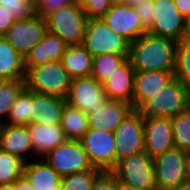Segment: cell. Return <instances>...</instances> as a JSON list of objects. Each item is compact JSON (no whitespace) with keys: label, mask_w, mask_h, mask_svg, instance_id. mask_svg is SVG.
<instances>
[{"label":"cell","mask_w":190,"mask_h":190,"mask_svg":"<svg viewBox=\"0 0 190 190\" xmlns=\"http://www.w3.org/2000/svg\"><path fill=\"white\" fill-rule=\"evenodd\" d=\"M34 161V162H33ZM23 175L34 190H57L61 176L43 159L25 162Z\"/></svg>","instance_id":"cell-23"},{"label":"cell","mask_w":190,"mask_h":190,"mask_svg":"<svg viewBox=\"0 0 190 190\" xmlns=\"http://www.w3.org/2000/svg\"><path fill=\"white\" fill-rule=\"evenodd\" d=\"M31 90L25 88L12 105L5 124L23 125L30 124Z\"/></svg>","instance_id":"cell-31"},{"label":"cell","mask_w":190,"mask_h":190,"mask_svg":"<svg viewBox=\"0 0 190 190\" xmlns=\"http://www.w3.org/2000/svg\"><path fill=\"white\" fill-rule=\"evenodd\" d=\"M174 74L167 71H135L132 105L137 109L145 100L164 88Z\"/></svg>","instance_id":"cell-18"},{"label":"cell","mask_w":190,"mask_h":190,"mask_svg":"<svg viewBox=\"0 0 190 190\" xmlns=\"http://www.w3.org/2000/svg\"><path fill=\"white\" fill-rule=\"evenodd\" d=\"M115 190H145V189H141V188H137V187L125 184L117 180L115 177Z\"/></svg>","instance_id":"cell-43"},{"label":"cell","mask_w":190,"mask_h":190,"mask_svg":"<svg viewBox=\"0 0 190 190\" xmlns=\"http://www.w3.org/2000/svg\"><path fill=\"white\" fill-rule=\"evenodd\" d=\"M47 31L68 46L82 45L87 17L77 2H71L45 18Z\"/></svg>","instance_id":"cell-4"},{"label":"cell","mask_w":190,"mask_h":190,"mask_svg":"<svg viewBox=\"0 0 190 190\" xmlns=\"http://www.w3.org/2000/svg\"><path fill=\"white\" fill-rule=\"evenodd\" d=\"M178 42L142 34L130 43L129 60L135 71H167L174 74Z\"/></svg>","instance_id":"cell-1"},{"label":"cell","mask_w":190,"mask_h":190,"mask_svg":"<svg viewBox=\"0 0 190 190\" xmlns=\"http://www.w3.org/2000/svg\"><path fill=\"white\" fill-rule=\"evenodd\" d=\"M182 41L190 42V14H188L184 19V33Z\"/></svg>","instance_id":"cell-42"},{"label":"cell","mask_w":190,"mask_h":190,"mask_svg":"<svg viewBox=\"0 0 190 190\" xmlns=\"http://www.w3.org/2000/svg\"><path fill=\"white\" fill-rule=\"evenodd\" d=\"M87 19L102 18L112 6L109 0H78Z\"/></svg>","instance_id":"cell-35"},{"label":"cell","mask_w":190,"mask_h":190,"mask_svg":"<svg viewBox=\"0 0 190 190\" xmlns=\"http://www.w3.org/2000/svg\"><path fill=\"white\" fill-rule=\"evenodd\" d=\"M174 78L190 90V42H178Z\"/></svg>","instance_id":"cell-33"},{"label":"cell","mask_w":190,"mask_h":190,"mask_svg":"<svg viewBox=\"0 0 190 190\" xmlns=\"http://www.w3.org/2000/svg\"><path fill=\"white\" fill-rule=\"evenodd\" d=\"M174 146L190 153V107L171 118Z\"/></svg>","instance_id":"cell-28"},{"label":"cell","mask_w":190,"mask_h":190,"mask_svg":"<svg viewBox=\"0 0 190 190\" xmlns=\"http://www.w3.org/2000/svg\"><path fill=\"white\" fill-rule=\"evenodd\" d=\"M33 156L42 158L49 151L54 150L58 145L66 140L64 131L60 124H39L28 125Z\"/></svg>","instance_id":"cell-20"},{"label":"cell","mask_w":190,"mask_h":190,"mask_svg":"<svg viewBox=\"0 0 190 190\" xmlns=\"http://www.w3.org/2000/svg\"><path fill=\"white\" fill-rule=\"evenodd\" d=\"M15 190H34L29 180L24 176H20L15 182Z\"/></svg>","instance_id":"cell-41"},{"label":"cell","mask_w":190,"mask_h":190,"mask_svg":"<svg viewBox=\"0 0 190 190\" xmlns=\"http://www.w3.org/2000/svg\"><path fill=\"white\" fill-rule=\"evenodd\" d=\"M133 109L131 103L109 99L94 113L88 115L89 128L114 132Z\"/></svg>","instance_id":"cell-16"},{"label":"cell","mask_w":190,"mask_h":190,"mask_svg":"<svg viewBox=\"0 0 190 190\" xmlns=\"http://www.w3.org/2000/svg\"><path fill=\"white\" fill-rule=\"evenodd\" d=\"M66 103L83 110L87 115L94 113L103 106L109 97L103 89L102 83L92 76L72 79Z\"/></svg>","instance_id":"cell-11"},{"label":"cell","mask_w":190,"mask_h":190,"mask_svg":"<svg viewBox=\"0 0 190 190\" xmlns=\"http://www.w3.org/2000/svg\"><path fill=\"white\" fill-rule=\"evenodd\" d=\"M135 8L143 26L148 29L152 25V14L154 11L153 0L142 1L139 5H136Z\"/></svg>","instance_id":"cell-38"},{"label":"cell","mask_w":190,"mask_h":190,"mask_svg":"<svg viewBox=\"0 0 190 190\" xmlns=\"http://www.w3.org/2000/svg\"><path fill=\"white\" fill-rule=\"evenodd\" d=\"M42 158L61 177L94 168L80 140L66 139Z\"/></svg>","instance_id":"cell-9"},{"label":"cell","mask_w":190,"mask_h":190,"mask_svg":"<svg viewBox=\"0 0 190 190\" xmlns=\"http://www.w3.org/2000/svg\"><path fill=\"white\" fill-rule=\"evenodd\" d=\"M60 62L72 79L91 76L93 56L82 45L67 46Z\"/></svg>","instance_id":"cell-24"},{"label":"cell","mask_w":190,"mask_h":190,"mask_svg":"<svg viewBox=\"0 0 190 190\" xmlns=\"http://www.w3.org/2000/svg\"><path fill=\"white\" fill-rule=\"evenodd\" d=\"M91 190H115V175L102 171L94 180Z\"/></svg>","instance_id":"cell-37"},{"label":"cell","mask_w":190,"mask_h":190,"mask_svg":"<svg viewBox=\"0 0 190 190\" xmlns=\"http://www.w3.org/2000/svg\"><path fill=\"white\" fill-rule=\"evenodd\" d=\"M111 5L126 4V0H109Z\"/></svg>","instance_id":"cell-47"},{"label":"cell","mask_w":190,"mask_h":190,"mask_svg":"<svg viewBox=\"0 0 190 190\" xmlns=\"http://www.w3.org/2000/svg\"><path fill=\"white\" fill-rule=\"evenodd\" d=\"M67 46L59 36L47 31L43 39L25 56L24 66L33 67L52 61H59Z\"/></svg>","instance_id":"cell-22"},{"label":"cell","mask_w":190,"mask_h":190,"mask_svg":"<svg viewBox=\"0 0 190 190\" xmlns=\"http://www.w3.org/2000/svg\"><path fill=\"white\" fill-rule=\"evenodd\" d=\"M46 33V20L34 14L26 19L15 20L3 37L25 58Z\"/></svg>","instance_id":"cell-13"},{"label":"cell","mask_w":190,"mask_h":190,"mask_svg":"<svg viewBox=\"0 0 190 190\" xmlns=\"http://www.w3.org/2000/svg\"><path fill=\"white\" fill-rule=\"evenodd\" d=\"M60 126L66 139L80 140L89 129L88 115L83 110L66 103L62 112Z\"/></svg>","instance_id":"cell-26"},{"label":"cell","mask_w":190,"mask_h":190,"mask_svg":"<svg viewBox=\"0 0 190 190\" xmlns=\"http://www.w3.org/2000/svg\"><path fill=\"white\" fill-rule=\"evenodd\" d=\"M93 167L111 171L116 166V147L113 132L88 129L80 139Z\"/></svg>","instance_id":"cell-10"},{"label":"cell","mask_w":190,"mask_h":190,"mask_svg":"<svg viewBox=\"0 0 190 190\" xmlns=\"http://www.w3.org/2000/svg\"><path fill=\"white\" fill-rule=\"evenodd\" d=\"M26 88L25 79L7 80L0 89V125L5 124L1 117H8L12 105Z\"/></svg>","instance_id":"cell-30"},{"label":"cell","mask_w":190,"mask_h":190,"mask_svg":"<svg viewBox=\"0 0 190 190\" xmlns=\"http://www.w3.org/2000/svg\"><path fill=\"white\" fill-rule=\"evenodd\" d=\"M178 11L186 17L190 14V0H173Z\"/></svg>","instance_id":"cell-40"},{"label":"cell","mask_w":190,"mask_h":190,"mask_svg":"<svg viewBox=\"0 0 190 190\" xmlns=\"http://www.w3.org/2000/svg\"><path fill=\"white\" fill-rule=\"evenodd\" d=\"M188 180H190V160H189V168H188Z\"/></svg>","instance_id":"cell-49"},{"label":"cell","mask_w":190,"mask_h":190,"mask_svg":"<svg viewBox=\"0 0 190 190\" xmlns=\"http://www.w3.org/2000/svg\"><path fill=\"white\" fill-rule=\"evenodd\" d=\"M82 46L93 57L108 53L129 57L130 42L101 18L87 20Z\"/></svg>","instance_id":"cell-5"},{"label":"cell","mask_w":190,"mask_h":190,"mask_svg":"<svg viewBox=\"0 0 190 190\" xmlns=\"http://www.w3.org/2000/svg\"><path fill=\"white\" fill-rule=\"evenodd\" d=\"M128 59L129 57L113 53L94 56L91 76L103 83Z\"/></svg>","instance_id":"cell-27"},{"label":"cell","mask_w":190,"mask_h":190,"mask_svg":"<svg viewBox=\"0 0 190 190\" xmlns=\"http://www.w3.org/2000/svg\"><path fill=\"white\" fill-rule=\"evenodd\" d=\"M142 1L145 0H126V4L135 7L136 5H139Z\"/></svg>","instance_id":"cell-46"},{"label":"cell","mask_w":190,"mask_h":190,"mask_svg":"<svg viewBox=\"0 0 190 190\" xmlns=\"http://www.w3.org/2000/svg\"><path fill=\"white\" fill-rule=\"evenodd\" d=\"M111 172L125 184L145 190H157L154 162L145 151L118 161Z\"/></svg>","instance_id":"cell-7"},{"label":"cell","mask_w":190,"mask_h":190,"mask_svg":"<svg viewBox=\"0 0 190 190\" xmlns=\"http://www.w3.org/2000/svg\"><path fill=\"white\" fill-rule=\"evenodd\" d=\"M102 172L101 169L94 167L93 169L75 172L66 176H62L61 190H91L95 178Z\"/></svg>","instance_id":"cell-32"},{"label":"cell","mask_w":190,"mask_h":190,"mask_svg":"<svg viewBox=\"0 0 190 190\" xmlns=\"http://www.w3.org/2000/svg\"><path fill=\"white\" fill-rule=\"evenodd\" d=\"M65 104L63 97L31 91L30 124H60Z\"/></svg>","instance_id":"cell-17"},{"label":"cell","mask_w":190,"mask_h":190,"mask_svg":"<svg viewBox=\"0 0 190 190\" xmlns=\"http://www.w3.org/2000/svg\"><path fill=\"white\" fill-rule=\"evenodd\" d=\"M113 31L122 35L130 43L147 33L134 6L112 5L101 18Z\"/></svg>","instance_id":"cell-14"},{"label":"cell","mask_w":190,"mask_h":190,"mask_svg":"<svg viewBox=\"0 0 190 190\" xmlns=\"http://www.w3.org/2000/svg\"><path fill=\"white\" fill-rule=\"evenodd\" d=\"M71 2V0H37L34 3V13L45 19L53 12L67 6Z\"/></svg>","instance_id":"cell-36"},{"label":"cell","mask_w":190,"mask_h":190,"mask_svg":"<svg viewBox=\"0 0 190 190\" xmlns=\"http://www.w3.org/2000/svg\"><path fill=\"white\" fill-rule=\"evenodd\" d=\"M15 20L14 16L0 5V36H4L6 34Z\"/></svg>","instance_id":"cell-39"},{"label":"cell","mask_w":190,"mask_h":190,"mask_svg":"<svg viewBox=\"0 0 190 190\" xmlns=\"http://www.w3.org/2000/svg\"><path fill=\"white\" fill-rule=\"evenodd\" d=\"M134 75L135 70L128 59L102 83L109 99L122 100L132 104Z\"/></svg>","instance_id":"cell-21"},{"label":"cell","mask_w":190,"mask_h":190,"mask_svg":"<svg viewBox=\"0 0 190 190\" xmlns=\"http://www.w3.org/2000/svg\"><path fill=\"white\" fill-rule=\"evenodd\" d=\"M152 25L147 33L158 37L182 41L185 17L178 11L173 0H153Z\"/></svg>","instance_id":"cell-12"},{"label":"cell","mask_w":190,"mask_h":190,"mask_svg":"<svg viewBox=\"0 0 190 190\" xmlns=\"http://www.w3.org/2000/svg\"><path fill=\"white\" fill-rule=\"evenodd\" d=\"M0 5L9 11L16 20L26 19L35 14L32 0H0Z\"/></svg>","instance_id":"cell-34"},{"label":"cell","mask_w":190,"mask_h":190,"mask_svg":"<svg viewBox=\"0 0 190 190\" xmlns=\"http://www.w3.org/2000/svg\"><path fill=\"white\" fill-rule=\"evenodd\" d=\"M0 190H15V184L14 183L0 184Z\"/></svg>","instance_id":"cell-45"},{"label":"cell","mask_w":190,"mask_h":190,"mask_svg":"<svg viewBox=\"0 0 190 190\" xmlns=\"http://www.w3.org/2000/svg\"><path fill=\"white\" fill-rule=\"evenodd\" d=\"M172 190H190V180L184 181L177 188H174Z\"/></svg>","instance_id":"cell-44"},{"label":"cell","mask_w":190,"mask_h":190,"mask_svg":"<svg viewBox=\"0 0 190 190\" xmlns=\"http://www.w3.org/2000/svg\"><path fill=\"white\" fill-rule=\"evenodd\" d=\"M25 161L0 149V184L14 183L24 172Z\"/></svg>","instance_id":"cell-29"},{"label":"cell","mask_w":190,"mask_h":190,"mask_svg":"<svg viewBox=\"0 0 190 190\" xmlns=\"http://www.w3.org/2000/svg\"><path fill=\"white\" fill-rule=\"evenodd\" d=\"M0 149L16 155L25 162L32 160L27 158L29 154L33 156L28 126L1 124Z\"/></svg>","instance_id":"cell-19"},{"label":"cell","mask_w":190,"mask_h":190,"mask_svg":"<svg viewBox=\"0 0 190 190\" xmlns=\"http://www.w3.org/2000/svg\"><path fill=\"white\" fill-rule=\"evenodd\" d=\"M118 161L145 151L144 117L137 109L129 115L113 132Z\"/></svg>","instance_id":"cell-8"},{"label":"cell","mask_w":190,"mask_h":190,"mask_svg":"<svg viewBox=\"0 0 190 190\" xmlns=\"http://www.w3.org/2000/svg\"><path fill=\"white\" fill-rule=\"evenodd\" d=\"M6 79L2 76H0V89L2 88V86L4 85V83H6Z\"/></svg>","instance_id":"cell-48"},{"label":"cell","mask_w":190,"mask_h":190,"mask_svg":"<svg viewBox=\"0 0 190 190\" xmlns=\"http://www.w3.org/2000/svg\"><path fill=\"white\" fill-rule=\"evenodd\" d=\"M190 153L176 147L153 159L157 190H172L188 180Z\"/></svg>","instance_id":"cell-6"},{"label":"cell","mask_w":190,"mask_h":190,"mask_svg":"<svg viewBox=\"0 0 190 190\" xmlns=\"http://www.w3.org/2000/svg\"><path fill=\"white\" fill-rule=\"evenodd\" d=\"M24 57L0 36V76L6 80L25 79Z\"/></svg>","instance_id":"cell-25"},{"label":"cell","mask_w":190,"mask_h":190,"mask_svg":"<svg viewBox=\"0 0 190 190\" xmlns=\"http://www.w3.org/2000/svg\"><path fill=\"white\" fill-rule=\"evenodd\" d=\"M26 88L39 94L55 95L65 98L72 78L59 61L38 66L25 67Z\"/></svg>","instance_id":"cell-2"},{"label":"cell","mask_w":190,"mask_h":190,"mask_svg":"<svg viewBox=\"0 0 190 190\" xmlns=\"http://www.w3.org/2000/svg\"><path fill=\"white\" fill-rule=\"evenodd\" d=\"M190 90L179 80H171L158 93L145 100L137 110L143 117L172 118L189 107Z\"/></svg>","instance_id":"cell-3"},{"label":"cell","mask_w":190,"mask_h":190,"mask_svg":"<svg viewBox=\"0 0 190 190\" xmlns=\"http://www.w3.org/2000/svg\"><path fill=\"white\" fill-rule=\"evenodd\" d=\"M144 136L145 152L152 159L175 147L169 117H144Z\"/></svg>","instance_id":"cell-15"}]
</instances>
